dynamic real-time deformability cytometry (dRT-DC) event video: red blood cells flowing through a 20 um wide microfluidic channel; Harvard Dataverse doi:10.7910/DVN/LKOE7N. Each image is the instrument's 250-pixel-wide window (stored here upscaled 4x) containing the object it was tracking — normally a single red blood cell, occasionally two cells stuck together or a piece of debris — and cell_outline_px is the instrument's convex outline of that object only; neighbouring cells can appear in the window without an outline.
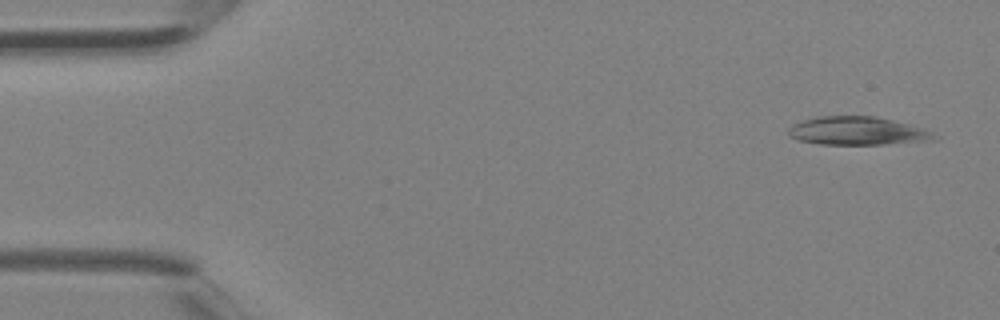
{"species": "Egyptian fruit bat (a non-hibernating species)", "species_latin": "Rousettus aegyptiacus", "temperature_condition": "room temperature", "stored_images_in_passage": 3, "camera_frame_rate_fps": 3000, "um_per_image_px": 0.085, "animal": {"sex": "female"}, "frame": {"image": 1, "passage_image": 3, "time_ms": 0.667, "image_size_px": [1000, 320], "cell_outline_px": [[940, 136], [936, 140], [884, 144], [820, 144], [796, 140], [788, 136], [788, 128], [792, 124], [804, 120], [820, 116], [872, 116], [892, 120], [920, 128], [932, 132]], "centroid_in_image_um": [72.84, 11.14], "position_along_channel_um": 12.2, "area_um2": 23.93}}